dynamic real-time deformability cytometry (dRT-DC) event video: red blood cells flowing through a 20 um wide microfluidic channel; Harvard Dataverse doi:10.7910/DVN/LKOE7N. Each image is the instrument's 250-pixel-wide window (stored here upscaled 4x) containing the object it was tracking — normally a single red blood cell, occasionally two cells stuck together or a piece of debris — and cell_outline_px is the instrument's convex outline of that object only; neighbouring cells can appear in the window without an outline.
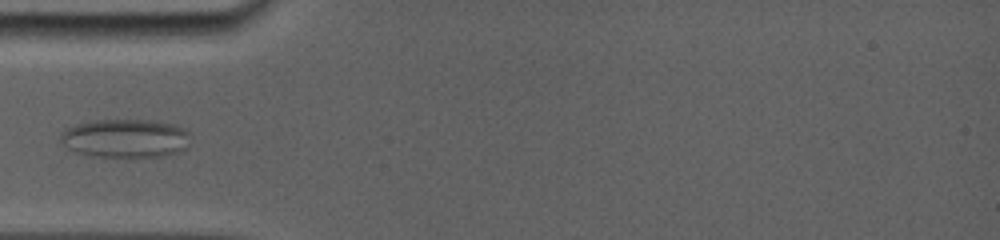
{"species": "common noctule bat (a hibernating species)", "species_latin": "Nyctalus noctula", "temperature_condition": "room temperature", "stored_images_in_passage": 11, "camera_frame_rate_fps": 5000, "um_per_image_px": 0.085, "animal": {"sex": "female", "body_mass_g": 19.0, "forearm_length_mm": 56.7}, "frame": {"image": 1, "passage_image": 3, "time_ms": 2.0, "image_size_px": [1000, 240], "cell_outline_px": [[188, 148], [176, 152], [160, 156], [92, 156], [72, 152], [60, 140], [60, 132], [64, 128], [76, 124], [92, 120], [156, 120], [176, 124], [184, 128], [188, 132]], "centroid_in_image_um": [10.62, 11.74], "position_along_channel_um": 74.4, "area_um2": 29.42}}
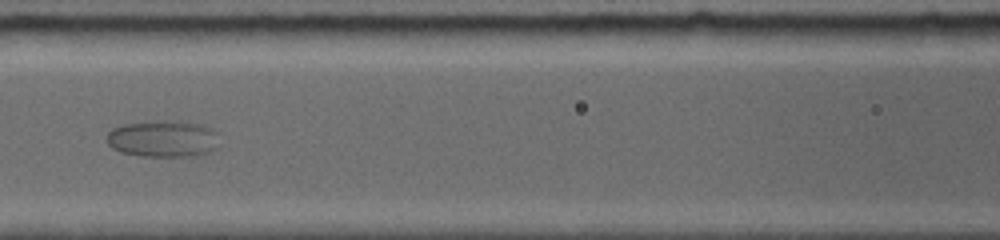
{"frame": {"image": 2, "passage_image": 5, "time_ms": 4.2, "image_size_px": [1000, 240], "cell_outline_px": [[216, 148], [200, 156], [140, 156], [120, 152], [112, 148], [108, 144], [108, 132], [112, 128], [124, 124], [164, 120], [168, 120], [200, 124], [212, 128], [216, 132]], "centroid_in_image_um": [13.84, 11.8], "position_along_channel_um": 152.8, "area_um2": 24.04}}
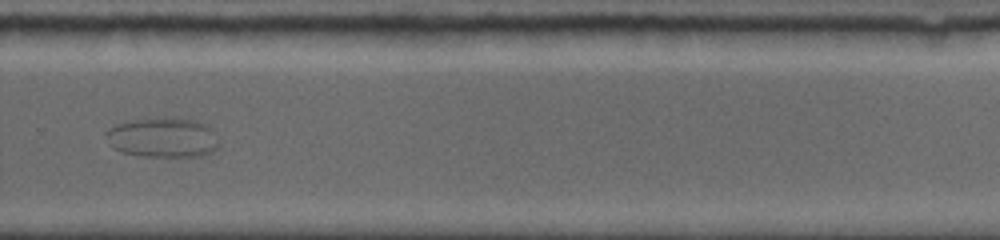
{"frame": {"image": 3, "passage_image": 10, "time_ms": 8.8, "image_size_px": [1000, 240], "cell_outline_px": [[220, 148], [204, 156], [140, 156], [120, 152], [112, 148], [108, 144], [104, 132], [108, 128], [116, 124], [132, 120], [164, 116], [172, 116], [196, 120], [208, 124], [212, 128], [220, 144]], "centroid_in_image_um": [13.85, 11.67], "position_along_channel_um": 315.9, "area_um2": 27.17}}